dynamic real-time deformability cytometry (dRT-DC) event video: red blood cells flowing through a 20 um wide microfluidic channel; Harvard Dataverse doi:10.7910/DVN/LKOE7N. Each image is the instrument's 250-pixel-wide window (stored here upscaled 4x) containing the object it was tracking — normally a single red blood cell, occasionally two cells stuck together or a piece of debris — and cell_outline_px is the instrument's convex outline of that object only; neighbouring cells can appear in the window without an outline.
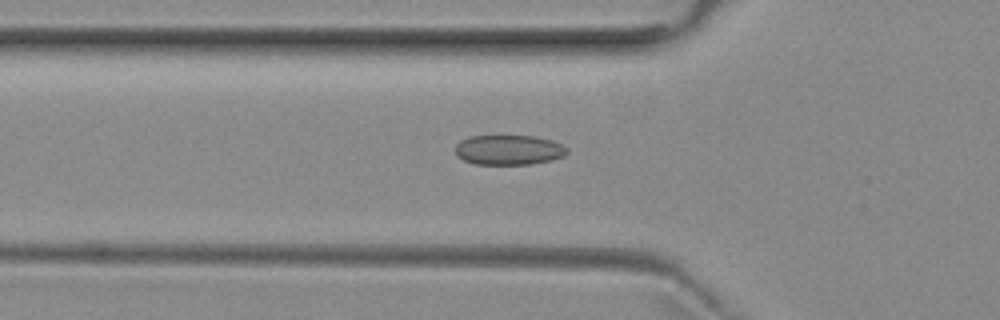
{"species": "common noctule bat (a hibernating species)", "species_latin": "Nyctalus noctula", "temperature_condition": "room temperature", "stored_images_in_passage": 52, "camera_frame_rate_fps": 3000, "um_per_image_px": 0.085, "animal": {"sex": "female", "body_mass_g": 29.2, "forearm_length_mm": 56.3}, "frame": {"image": 1, "passage_image": 17, "time_ms": 5.333, "image_size_px": [1000, 320], "cell_outline_px": [[568, 152], [564, 156], [552, 160], [528, 164], [476, 164], [464, 160], [456, 156], [456, 144], [460, 140], [472, 136], [536, 136], [552, 140], [568, 148]], "centroid_in_image_um": [43.25, 12.74], "position_along_channel_um": 82.5, "area_um2": 19.48}}
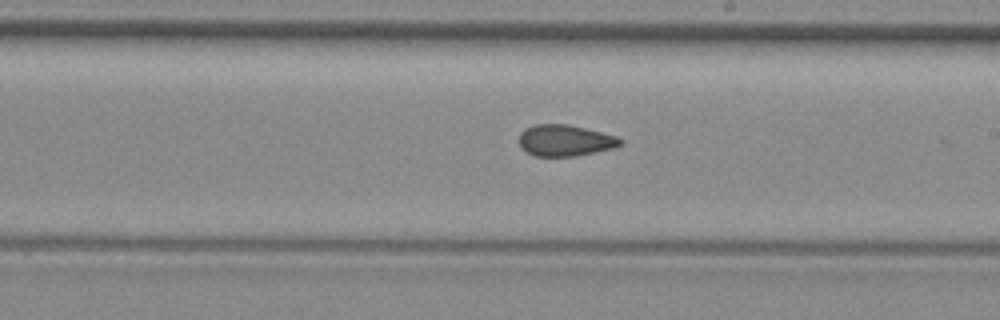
{"frame": {"image": 2, "passage_image": 29, "time_ms": 9.333, "image_size_px": [1000, 320], "cell_outline_px": [[624, 144], [616, 148], [576, 156], [536, 156], [520, 148], [520, 132], [524, 128], [536, 124], [568, 124], [616, 136], [624, 140]], "centroid_in_image_um": [48.06, 11.94], "position_along_channel_um": 240.9, "area_um2": 18.61}}
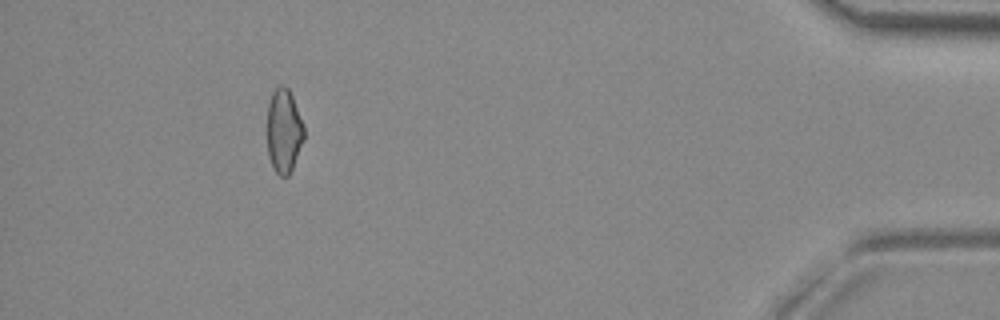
{"frame": {"image": 3, "passage_image": 47, "time_ms": 15.333, "image_size_px": [1000, 320], "cell_outline_px": [[304, 140], [292, 168], [288, 176], [280, 176], [272, 168], [268, 156], [268, 104], [272, 92], [280, 84], [284, 84], [288, 88], [292, 96], [304, 124]], "centroid_in_image_um": [24.13, 11.12], "position_along_channel_um": 411.1, "area_um2": 18.09}}